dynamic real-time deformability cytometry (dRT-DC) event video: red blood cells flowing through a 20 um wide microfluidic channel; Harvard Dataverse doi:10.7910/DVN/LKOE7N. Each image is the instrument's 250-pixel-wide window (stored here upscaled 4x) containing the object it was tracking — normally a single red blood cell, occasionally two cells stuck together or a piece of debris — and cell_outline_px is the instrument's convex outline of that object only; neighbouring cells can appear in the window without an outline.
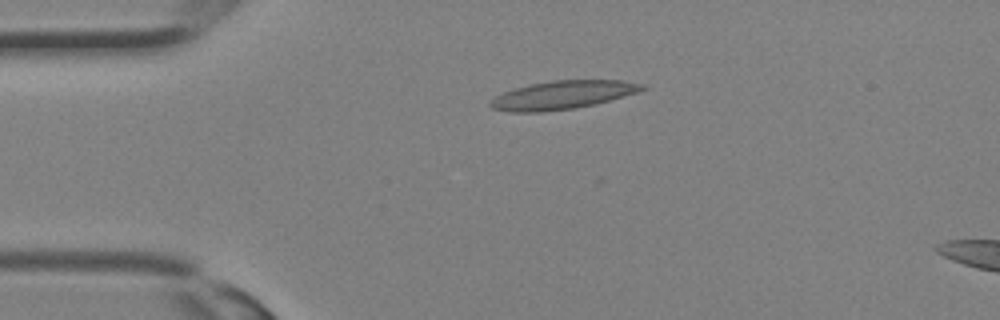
{"species": "Egyptian fruit bat (a non-hibernating species)", "species_latin": "Rousettus aegyptiacus", "temperature_condition": "room temperature", "stored_images_in_passage": 4, "camera_frame_rate_fps": 3000, "um_per_image_px": 0.085, "animal": {"sex": "female"}, "frame": {"image": 1, "passage_image": 1, "time_ms": 0.0, "image_size_px": [1000, 320], "cell_outline_px": [[648, 88], [636, 92], [596, 104], [576, 108], [540, 112], [512, 112], [492, 108], [488, 104], [496, 96], [504, 92], [516, 88], [532, 84], [552, 80], [624, 80], [644, 84]], "centroid_in_image_um": [47.84, 8.07], "position_along_channel_um": 37.2, "area_um2": 24.91}}